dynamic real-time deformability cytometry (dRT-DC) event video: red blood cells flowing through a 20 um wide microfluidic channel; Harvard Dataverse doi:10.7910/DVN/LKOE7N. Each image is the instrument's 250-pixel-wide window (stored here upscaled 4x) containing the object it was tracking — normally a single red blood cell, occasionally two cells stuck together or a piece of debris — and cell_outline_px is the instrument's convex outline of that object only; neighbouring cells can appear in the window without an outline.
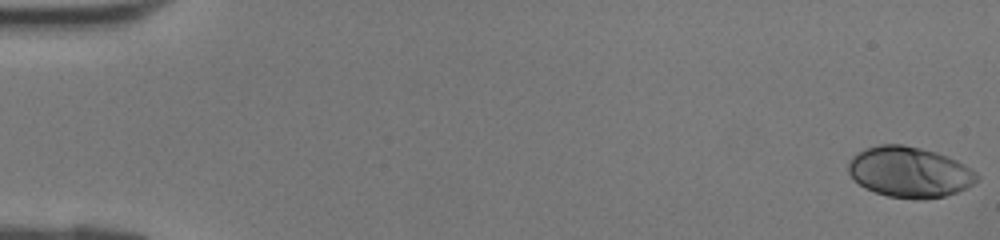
{"species": "human", "species_latin": "Homo sapiens", "temperature_condition": "room temperature", "stored_images_in_passage": 42, "camera_frame_rate_fps": 3000, "um_per_image_px": 0.085, "donor": {"sex": "female"}, "frame": {"image": 1, "passage_image": 1, "time_ms": 0.0, "image_size_px": [1000, 240], "cell_outline_px": [[980, 176], [972, 184], [956, 192], [944, 196], [888, 196], [864, 188], [852, 180], [848, 172], [848, 160], [856, 152], [864, 148], [880, 144], [904, 144], [936, 152], [948, 156], [964, 164], [976, 172]], "centroid_in_image_um": [77.23, 14.57], "position_along_channel_um": 7.8, "area_um2": 37.4}}
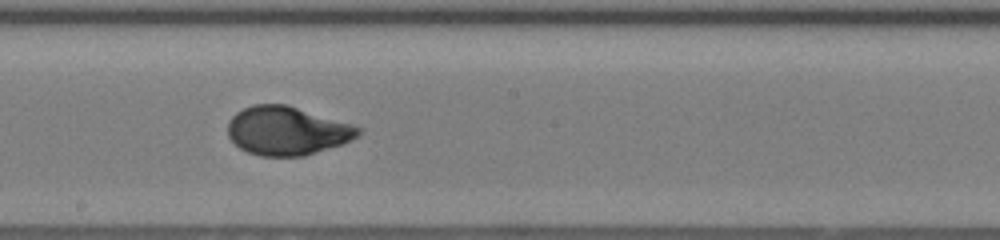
{"frame": {"image": 2, "passage_image": 24, "time_ms": 7.667, "image_size_px": [1000, 240], "cell_outline_px": [[364, 128], [360, 136], [352, 140], [304, 156], [260, 156], [248, 152], [240, 148], [228, 136], [228, 120], [236, 112], [252, 104], [288, 104], [352, 124]], "centroid_in_image_um": [24.41, 11.1], "position_along_channel_um": 223.8, "area_um2": 37.17}}
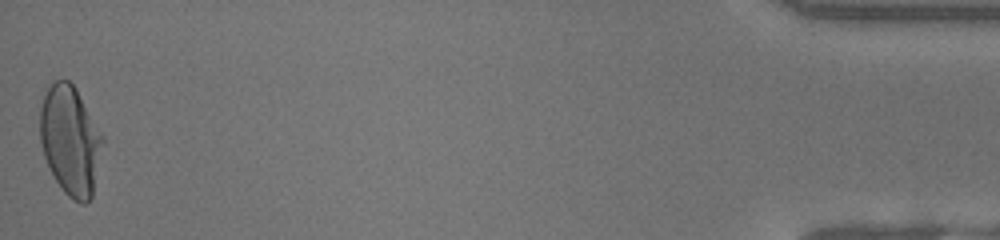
{"frame": {"image": 3, "passage_image": 42, "time_ms": 13.667, "image_size_px": [1000, 240], "cell_outline_px": [[104, 140], [92, 196], [84, 204], [80, 204], [72, 200], [64, 192], [56, 180], [44, 156], [40, 140], [40, 108], [44, 96], [52, 80], [68, 80], [76, 88], [104, 136]], "centroid_in_image_um": [5.98, 11.93], "position_along_channel_um": 429.2, "area_um2": 39.82}}